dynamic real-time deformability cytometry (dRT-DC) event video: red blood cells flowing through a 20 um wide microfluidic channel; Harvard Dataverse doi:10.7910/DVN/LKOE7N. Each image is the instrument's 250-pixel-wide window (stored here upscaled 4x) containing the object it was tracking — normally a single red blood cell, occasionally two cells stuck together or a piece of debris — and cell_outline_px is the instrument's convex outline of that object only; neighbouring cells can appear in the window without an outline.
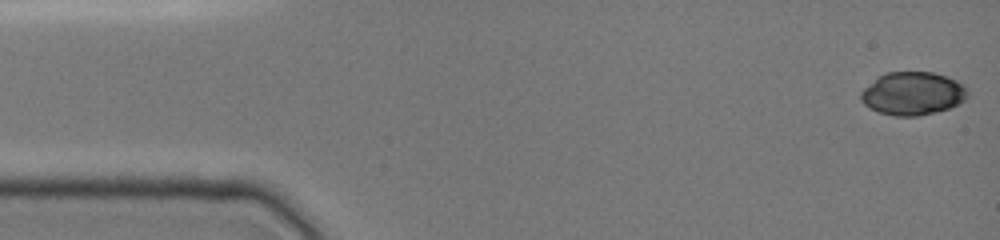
{"species": "common noctule bat (a hibernating species)", "species_latin": "Nyctalus noctula", "temperature_condition": "cold", "stored_images_in_passage": 63, "camera_frame_rate_fps": 3000, "um_per_image_px": 0.085, "animal": {"sex": "female", "body_mass_g": 19.0, "forearm_length_mm": 51.5}, "frame": {"image": 1, "passage_image": 1, "time_ms": 0.0, "image_size_px": [1000, 240], "cell_outline_px": [[968, 96], [964, 100], [948, 108], [936, 112], [920, 116], [896, 116], [880, 112], [864, 104], [860, 100], [860, 92], [864, 88], [880, 76], [888, 72], [932, 72], [956, 80], [964, 84], [968, 88]], "centroid_in_image_um": [77.6, 7.95], "position_along_channel_um": 7.4, "area_um2": 26.65}}
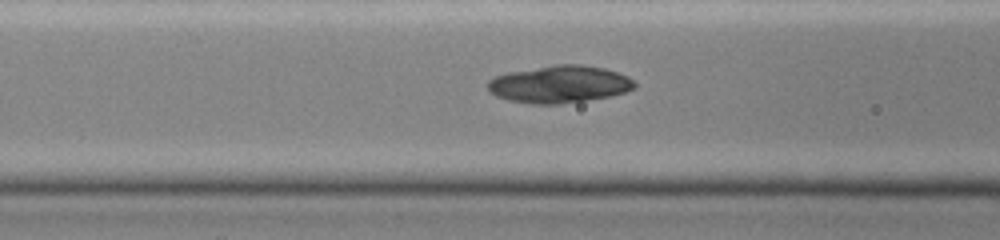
{"frame": {"image": 2, "passage_image": 27, "time_ms": 5.667, "image_size_px": [1000, 240], "cell_outline_px": [[636, 88], [624, 92], [608, 96], [560, 104], [532, 104], [508, 100], [496, 96], [488, 88], [488, 80], [496, 76], [508, 72], [556, 64], [580, 64], [604, 68], [628, 76], [636, 84]], "centroid_in_image_um": [47.55, 7.15], "position_along_channel_um": 119.1, "area_um2": 31.73}}
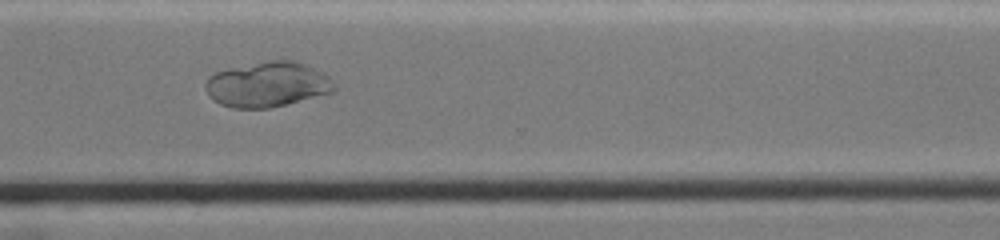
{"frame": {"image": 3, "passage_image": 48, "time_ms": 11.333, "image_size_px": [1000, 240], "cell_outline_px": [[336, 92], [268, 108], [232, 108], [220, 104], [212, 100], [208, 96], [204, 88], [204, 84], [208, 76], [216, 72], [228, 68], [268, 60], [296, 60], [328, 76], [336, 84]], "centroid_in_image_um": [22.71, 7.18], "position_along_channel_um": 347.9, "area_um2": 34.16}}